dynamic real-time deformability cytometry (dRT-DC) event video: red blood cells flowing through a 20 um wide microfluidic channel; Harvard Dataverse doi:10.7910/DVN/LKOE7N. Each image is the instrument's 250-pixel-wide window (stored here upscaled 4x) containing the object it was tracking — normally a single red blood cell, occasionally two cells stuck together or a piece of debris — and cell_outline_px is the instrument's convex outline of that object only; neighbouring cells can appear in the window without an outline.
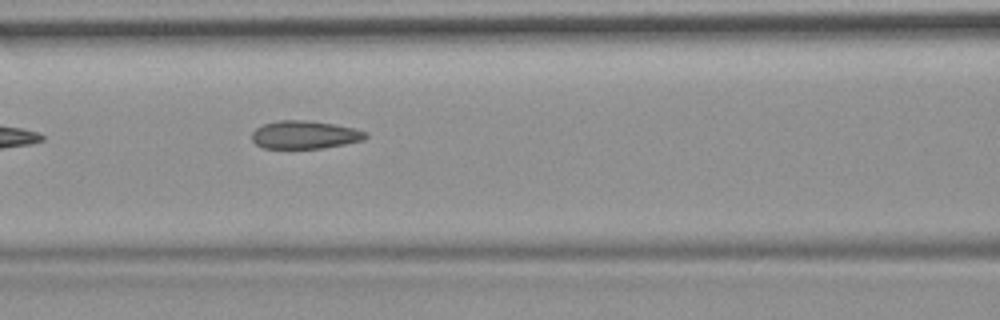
{"species": "common noctule bat (a hibernating species)", "species_latin": "Nyctalus noctula", "temperature_condition": "room temperature", "stored_images_in_passage": 4, "camera_frame_rate_fps": 3000, "um_per_image_px": 0.085, "animal": {"sex": "female", "body_mass_g": 19.9}, "frame": {"image": 1, "passage_image": 4, "time_ms": 1.0, "image_size_px": [1000, 320], "cell_outline_px": [[368, 136], [364, 140], [344, 144], [320, 148], [264, 148], [256, 144], [252, 140], [252, 132], [256, 128], [264, 124], [276, 120], [308, 120], [332, 124], [352, 128], [368, 132]], "centroid_in_image_um": [25.89, 11.45], "position_along_channel_um": 140.7, "area_um2": 18.5}}